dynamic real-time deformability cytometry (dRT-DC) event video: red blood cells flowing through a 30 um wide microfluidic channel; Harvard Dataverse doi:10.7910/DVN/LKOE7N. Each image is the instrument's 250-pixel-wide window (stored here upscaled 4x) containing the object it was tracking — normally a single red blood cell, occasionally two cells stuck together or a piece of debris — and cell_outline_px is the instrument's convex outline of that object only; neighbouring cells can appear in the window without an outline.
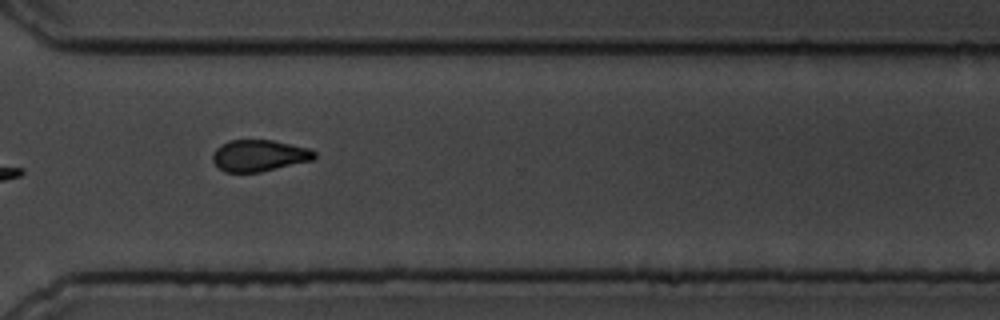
{"species": "common noctule bat (a hibernating species)", "species_latin": "Nyctalus noctula", "temperature_condition": "cold", "stored_images_in_passage": 17, "camera_frame_rate_fps": 3000, "um_per_image_px": 0.085, "animal": {"sex": "male", "body_mass_g": 19.5, "forearm_length_mm": 54.6}, "frame": {"image": 1, "passage_image": 12, "time_ms": 14.667, "image_size_px": [1000, 320], "cell_outline_px": [[316, 156], [312, 160], [260, 172], [224, 172], [212, 160], [212, 152], [220, 144], [228, 140], [272, 140], [308, 148], [316, 152]], "centroid_in_image_um": [21.99, 13.22], "position_along_channel_um": 348.6, "area_um2": 18.67}}
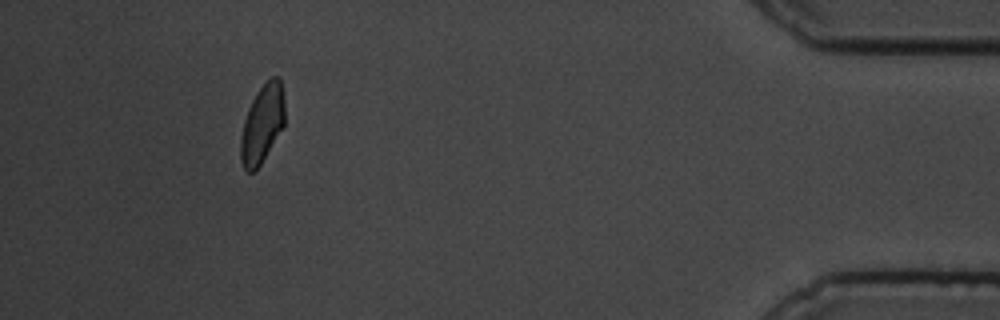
{"frame": {"image": 2, "passage_image": 17, "time_ms": 20.667, "image_size_px": [1000, 320], "cell_outline_px": [[284, 124], [260, 164], [252, 172], [244, 172], [240, 160], [240, 136], [244, 120], [248, 108], [252, 100], [260, 88], [272, 76], [280, 76], [284, 100]], "centroid_in_image_um": [22.26, 10.53], "position_along_channel_um": 412.9, "area_um2": 19.94}, "authors_computed_cell_mechanics": {"area_um2": 16.4152, "velocity_mm_per_s": 3.36, "shape_relaxation_time_tau1_ms": 7.2859, "shape_relaxation_time_tau2_ms": 4.1893, "deformation_change_tau1": 0.1776, "deformation_change_tau2": 0.0951}}